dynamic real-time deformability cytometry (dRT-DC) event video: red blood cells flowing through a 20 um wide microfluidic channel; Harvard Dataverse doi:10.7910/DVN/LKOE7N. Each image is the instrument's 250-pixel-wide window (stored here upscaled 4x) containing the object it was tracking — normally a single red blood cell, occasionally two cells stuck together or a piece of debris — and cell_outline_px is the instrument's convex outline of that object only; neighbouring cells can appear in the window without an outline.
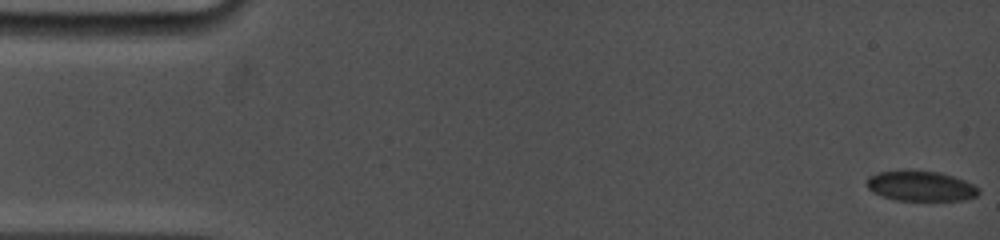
{"species": "common noctule bat (a hibernating species)", "species_latin": "Nyctalus noctula", "temperature_condition": "cold", "stored_images_in_passage": 91, "camera_frame_rate_fps": 5000, "um_per_image_px": 0.085, "animal": {"sex": "female", "body_mass_g": 19.0, "forearm_length_mm": 53.3}, "frame": {"image": 1, "passage_image": 1, "time_ms": 0.0, "image_size_px": [1000, 240], "cell_outline_px": [[980, 192], [976, 196], [964, 200], [896, 200], [880, 196], [872, 192], [868, 188], [868, 176], [880, 172], [940, 172], [964, 180], [980, 188]], "centroid_in_image_um": [78.29, 15.84], "position_along_channel_um": 6.7, "area_um2": 19.19}}
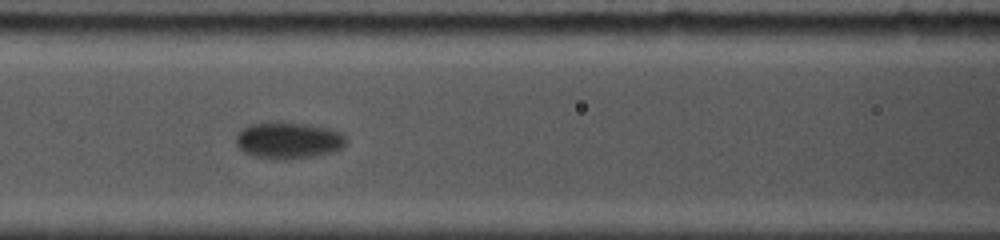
{"frame": {"image": 2, "passage_image": 40, "time_ms": 7.8, "image_size_px": [1000, 240], "cell_outline_px": [[348, 140], [340, 148], [332, 152], [316, 156], [284, 160], [280, 160], [252, 156], [244, 152], [236, 144], [236, 136], [248, 124], [308, 124], [328, 128], [340, 132]], "centroid_in_image_um": [24.53, 11.97], "position_along_channel_um": 142.1, "area_um2": 23.0}}
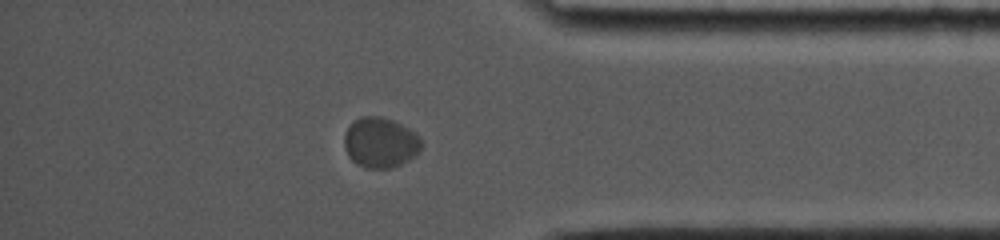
{"frame": {"image": 3, "passage_image": 78, "time_ms": 15.4, "image_size_px": [1000, 240], "cell_outline_px": [[424, 144], [416, 156], [392, 168], [364, 168], [356, 164], [348, 156], [344, 144], [344, 136], [352, 120], [360, 116], [380, 116], [392, 120], [416, 132], [420, 136]], "centroid_in_image_um": [32.34, 12.12], "position_along_channel_um": 402.9, "area_um2": 22.95}, "authors_computed_cell_mechanics": {"area_um2": 21.6172, "velocity_mm_per_s": 3.5137, "shape_relaxation_time_tau1_ms": 2.5502, "shape_relaxation_time_tau2_ms": null, "deformation_change_tau1": 0.0547, "deformation_change_tau2": null}}